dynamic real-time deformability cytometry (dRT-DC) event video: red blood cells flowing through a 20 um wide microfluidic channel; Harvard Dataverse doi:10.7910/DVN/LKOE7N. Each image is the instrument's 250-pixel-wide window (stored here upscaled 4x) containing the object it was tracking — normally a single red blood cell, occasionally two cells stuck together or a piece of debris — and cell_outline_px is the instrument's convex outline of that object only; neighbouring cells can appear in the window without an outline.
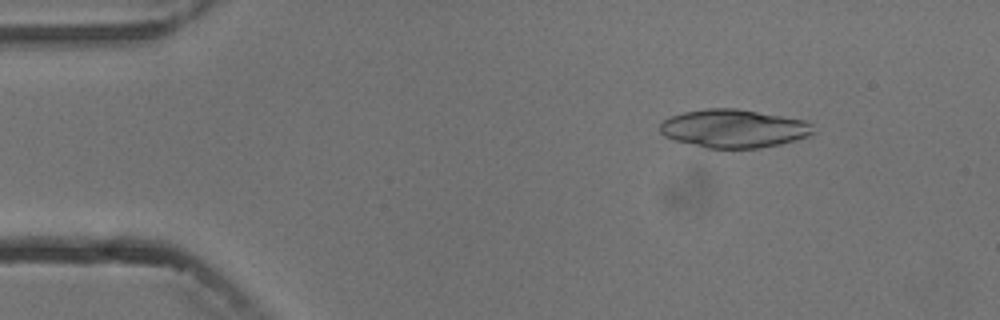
{"species": "common noctule bat (a hibernating species)", "species_latin": "Nyctalus noctula", "temperature_condition": "cold", "stored_images_in_passage": 4, "camera_frame_rate_fps": 3000, "um_per_image_px": 0.085, "animal": {"sex": "male", "body_mass_g": 13.3}, "frame": {"image": 1, "passage_image": 1, "time_ms": 0.0, "image_size_px": [1000, 320], "cell_outline_px": [[816, 132], [808, 136], [796, 140], [780, 144], [760, 148], [704, 148], [676, 140], [664, 136], [660, 132], [660, 124], [664, 120], [672, 116], [684, 112], [704, 108], [736, 108], [808, 120], [812, 124]], "centroid_in_image_um": [62.41, 10.92], "position_along_channel_um": 22.6, "area_um2": 34.45}}